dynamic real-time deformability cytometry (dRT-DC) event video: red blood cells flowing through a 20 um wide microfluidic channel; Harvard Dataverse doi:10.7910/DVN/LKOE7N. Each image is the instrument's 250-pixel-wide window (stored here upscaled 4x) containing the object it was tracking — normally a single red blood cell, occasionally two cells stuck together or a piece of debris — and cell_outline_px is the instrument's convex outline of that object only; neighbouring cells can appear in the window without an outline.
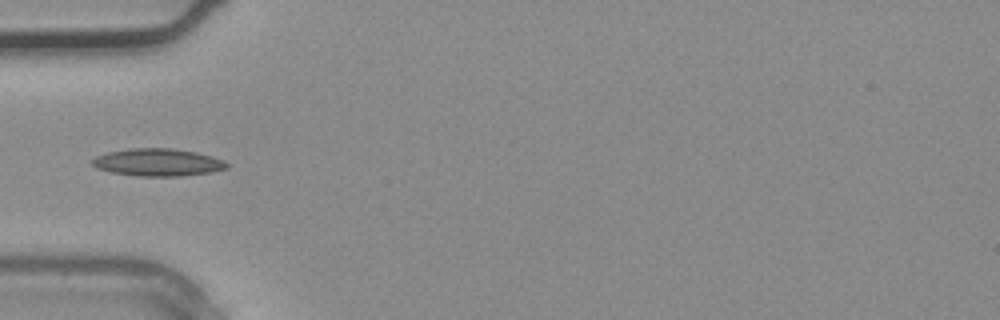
{"species": "common noctule bat (a hibernating species)", "species_latin": "Nyctalus noctula", "temperature_condition": "warm", "stored_images_in_passage": 11, "camera_frame_rate_fps": 3000, "um_per_image_px": 0.085, "animal": {"sex": "male", "body_mass_g": 20.4}, "frame": {"image": 1, "passage_image": 7, "time_ms": 2.0, "image_size_px": [1000, 320], "cell_outline_px": [[228, 168], [212, 172], [180, 176], [140, 176], [112, 172], [96, 168], [92, 164], [92, 160], [96, 156], [108, 152], [132, 148], [172, 148], [196, 152], [212, 156], [224, 160], [228, 164]], "centroid_in_image_um": [13.44, 13.8], "position_along_channel_um": 71.6, "area_um2": 21.5}}